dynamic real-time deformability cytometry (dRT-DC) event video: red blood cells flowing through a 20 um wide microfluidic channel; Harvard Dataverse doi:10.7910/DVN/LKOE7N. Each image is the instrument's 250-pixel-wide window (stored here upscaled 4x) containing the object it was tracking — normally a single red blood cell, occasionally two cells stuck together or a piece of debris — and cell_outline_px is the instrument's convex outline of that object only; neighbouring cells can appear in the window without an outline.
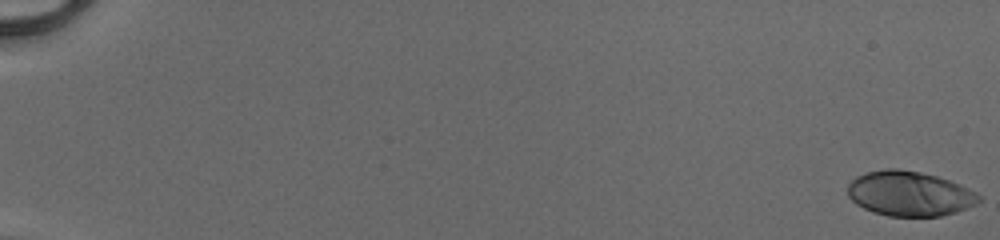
{"species": "human", "species_latin": "Homo sapiens", "temperature_condition": "cold", "stored_images_in_passage": 53, "camera_frame_rate_fps": 3000, "um_per_image_px": 0.085, "donor": {"sex": "male"}, "frame": {"image": 1, "passage_image": 1, "time_ms": 0.0, "image_size_px": [1000, 240], "cell_outline_px": [[980, 200], [976, 204], [956, 212], [940, 216], [888, 216], [872, 212], [856, 204], [848, 196], [848, 184], [856, 176], [868, 172], [884, 168], [896, 168], [920, 172], [936, 176], [960, 184], [976, 192], [980, 196]], "centroid_in_image_um": [77.29, 16.46], "position_along_channel_um": 7.7, "area_um2": 34.28}}
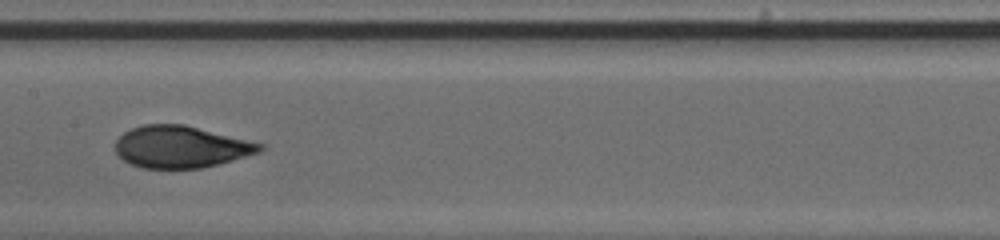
{"frame": {"image": 2, "passage_image": 30, "time_ms": 9.667, "image_size_px": [1000, 240], "cell_outline_px": [[264, 148], [260, 152], [232, 160], [200, 168], [144, 168], [132, 164], [124, 160], [116, 152], [116, 140], [124, 132], [132, 128], [144, 124], [184, 124], [264, 144]], "centroid_in_image_um": [15.37, 12.47], "position_along_channel_um": 192.0, "area_um2": 34.97}}
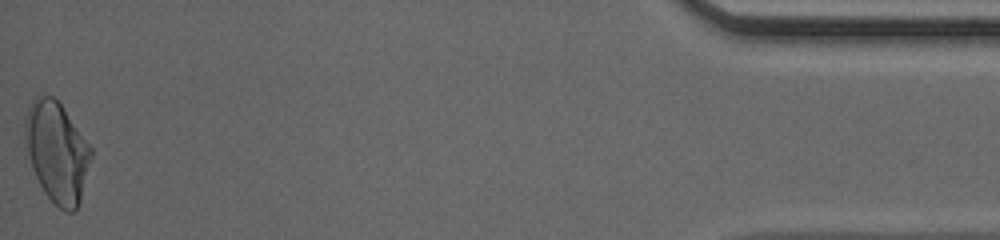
{"frame": {"image": 3, "passage_image": 53, "time_ms": 17.333, "image_size_px": [1000, 240], "cell_outline_px": [[92, 156], [80, 200], [76, 208], [72, 212], [64, 212], [44, 192], [32, 168], [24, 136], [24, 116], [32, 100], [36, 96], [52, 96], [60, 104], [92, 148]], "centroid_in_image_um": [4.82, 12.91], "position_along_channel_um": 430.4, "area_um2": 38.15}, "authors_computed_cell_mechanics": {"area_um2": 35.0268, "velocity_mm_per_s": 4.13, "shape_relaxation_time_tau1_ms": 5.0396, "shape_relaxation_time_tau2_ms": 0.6681, "deformation_change_tau1": 0.1966, "deformation_change_tau2": 0.0515}}